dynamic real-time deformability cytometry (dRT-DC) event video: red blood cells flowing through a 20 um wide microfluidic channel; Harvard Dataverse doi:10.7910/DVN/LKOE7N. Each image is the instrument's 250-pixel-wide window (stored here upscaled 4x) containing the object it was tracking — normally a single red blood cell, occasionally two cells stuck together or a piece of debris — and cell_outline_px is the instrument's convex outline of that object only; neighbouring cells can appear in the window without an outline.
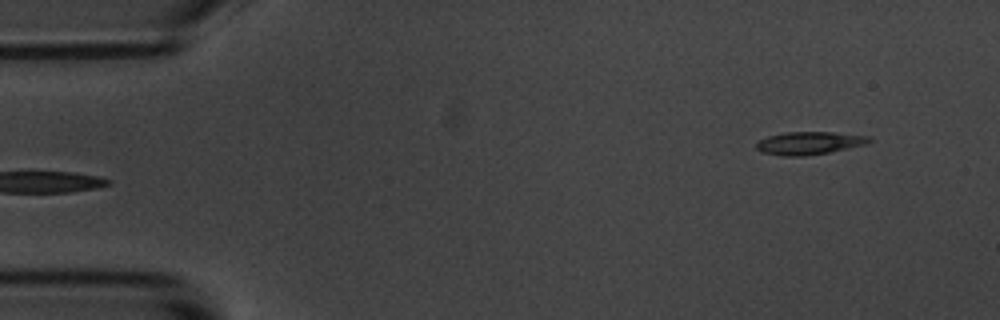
{"species": "common noctule bat (a hibernating species)", "species_latin": "Nyctalus noctula", "temperature_condition": "room temperature", "stored_images_in_passage": 5, "segment_of_instrument_passage": [2, 2], "camera_frame_rate_fps": 3000, "um_per_image_px": 0.085, "animal": {"sex": "male", "body_mass_g": 20.1, "forearm_length_mm": 53.5}, "frame": {"image": 1, "passage_image": 5, "time_ms": 5.333, "image_size_px": [1000, 320], "cell_outline_px": [[872, 140], [868, 144], [828, 152], [804, 156], [784, 156], [764, 152], [756, 148], [756, 144], [760, 140], [768, 136], [784, 132], [832, 132], [872, 136]], "centroid_in_image_um": [68.84, 12.15], "position_along_channel_um": 16.2, "area_um2": 14.97}}